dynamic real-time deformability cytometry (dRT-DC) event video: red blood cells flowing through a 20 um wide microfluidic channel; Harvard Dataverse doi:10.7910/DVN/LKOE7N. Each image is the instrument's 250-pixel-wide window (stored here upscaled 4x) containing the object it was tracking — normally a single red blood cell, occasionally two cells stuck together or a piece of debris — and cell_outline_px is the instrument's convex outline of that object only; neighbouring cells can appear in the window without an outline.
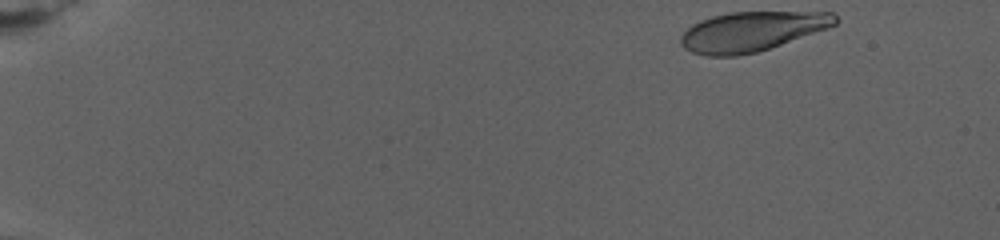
{"species": "human", "species_latin": "Homo sapiens", "temperature_condition": "warm", "stored_images_in_passage": 102, "camera_frame_rate_fps": 3000, "um_per_image_px": 0.085, "donor": {"sex": "female"}, "frame": {"image": 1, "passage_image": 1, "time_ms": 0.0, "image_size_px": [1000, 240], "cell_outline_px": [[836, 24], [828, 28], [756, 52], [736, 56], [708, 56], [692, 52], [684, 48], [680, 44], [680, 36], [692, 24], [700, 20], [712, 16], [728, 12], [832, 12], [836, 16]], "centroid_in_image_um": [63.85, 2.67], "position_along_channel_um": 21.1, "area_um2": 35.43}}
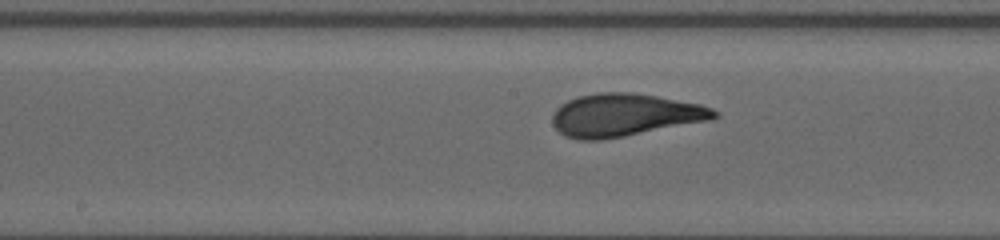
{"frame": {"image": 2, "passage_image": 41, "time_ms": 11.667, "image_size_px": [1000, 240], "cell_outline_px": [[720, 116], [712, 120], [624, 136], [600, 140], [580, 140], [564, 136], [552, 124], [552, 116], [556, 108], [560, 104], [576, 96], [596, 92], [632, 92], [656, 96], [700, 104], [712, 108], [720, 112]], "centroid_in_image_um": [53.1, 9.77], "position_along_channel_um": 195.1, "area_um2": 40.58}}
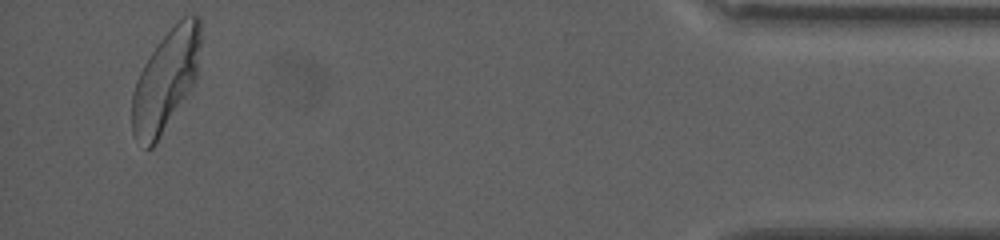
{"frame": {"image": 3, "passage_image": 95, "time_ms": 22.333, "image_size_px": [1000, 240], "cell_outline_px": [[200, 44], [196, 80], [156, 144], [152, 148], [144, 148], [132, 132], [132, 92], [136, 80], [144, 64], [160, 40], [184, 16], [200, 16]], "centroid_in_image_um": [14.07, 6.87], "position_along_channel_um": 421.1, "area_um2": 39.71}, "authors_computed_cell_mechanics": {"area_um2": 38.6971, "velocity_mm_per_s": 2.6997, "shape_relaxation_time_tau1_ms": 6.1341, "shape_relaxation_time_tau2_ms": 1.0232, "deformation_change_tau1": 0.2084, "deformation_change_tau2": 0.07}}